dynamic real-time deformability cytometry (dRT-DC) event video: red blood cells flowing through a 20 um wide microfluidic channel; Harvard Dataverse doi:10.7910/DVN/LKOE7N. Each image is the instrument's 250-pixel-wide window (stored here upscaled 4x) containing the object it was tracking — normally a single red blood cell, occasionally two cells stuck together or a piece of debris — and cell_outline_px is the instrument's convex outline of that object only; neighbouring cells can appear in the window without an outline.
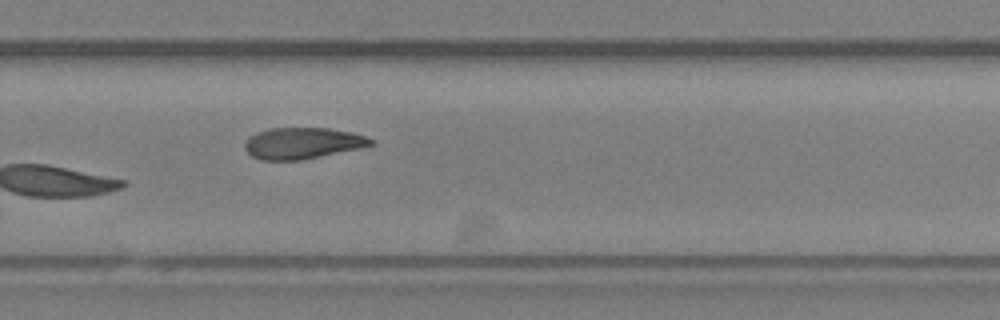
{"species": "Egyptian fruit bat (a non-hibernating species)", "species_latin": "Rousettus aegyptiacus", "temperature_condition": "room temperature", "stored_images_in_passage": 17, "camera_frame_rate_fps": 3000, "um_per_image_px": 0.085, "animal": {"sex": "female"}, "frame": {"image": 1, "passage_image": 17, "time_ms": 5.333, "image_size_px": [1000, 320], "cell_outline_px": [[372, 144], [360, 148], [300, 160], [260, 160], [252, 156], [244, 148], [244, 144], [256, 132], [268, 128], [328, 128], [352, 132], [364, 136], [372, 140]], "centroid_in_image_um": [25.68, 12.17], "position_along_channel_um": 304.1, "area_um2": 22.72}}